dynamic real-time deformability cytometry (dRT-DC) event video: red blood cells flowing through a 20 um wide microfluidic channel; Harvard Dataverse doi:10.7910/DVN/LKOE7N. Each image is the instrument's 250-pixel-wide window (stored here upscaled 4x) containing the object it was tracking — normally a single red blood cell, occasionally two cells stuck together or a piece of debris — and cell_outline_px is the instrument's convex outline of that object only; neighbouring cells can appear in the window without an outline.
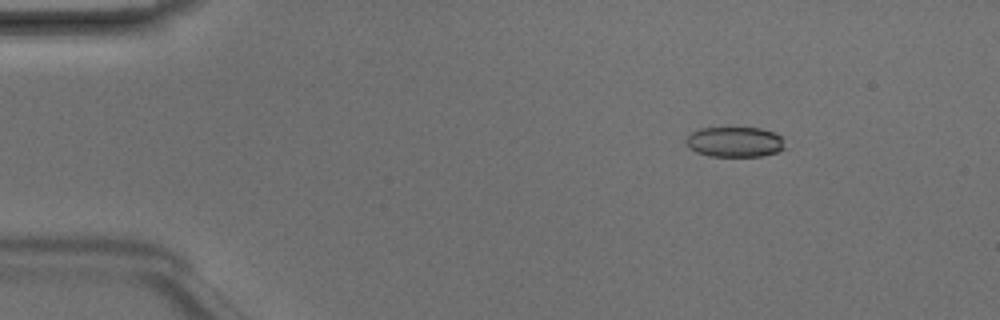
{"species": "Egyptian fruit bat (a non-hibernating species)", "species_latin": "Rousettus aegyptiacus", "temperature_condition": "room temperature", "stored_images_in_passage": 48, "camera_frame_rate_fps": 3000, "um_per_image_px": 0.085, "animal": {"sex": "male"}, "frame": {"image": 1, "passage_image": 7, "time_ms": 2.0, "image_size_px": [1000, 320], "cell_outline_px": [[784, 148], [776, 152], [760, 156], [708, 156], [696, 152], [688, 148], [684, 144], [684, 140], [692, 132], [700, 128], [760, 128], [772, 132], [780, 136], [784, 140]], "centroid_in_image_um": [62.4, 12.07], "position_along_channel_um": 22.6, "area_um2": 17.46}}
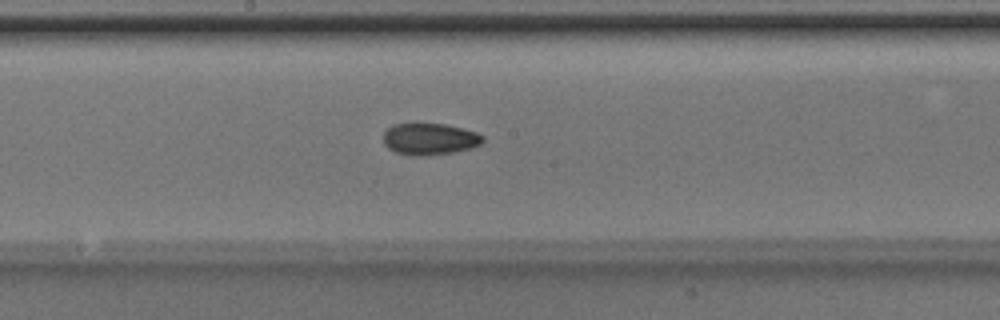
{"frame": {"image": 2, "passage_image": 26, "time_ms": 8.333, "image_size_px": [1000, 320], "cell_outline_px": [[484, 140], [480, 144], [472, 148], [452, 152], [420, 156], [412, 156], [396, 152], [388, 148], [384, 144], [384, 132], [392, 124], [412, 120], [420, 120], [444, 124], [464, 128], [476, 132], [484, 136]], "centroid_in_image_um": [36.48, 11.75], "position_along_channel_um": 211.7, "area_um2": 19.19}}
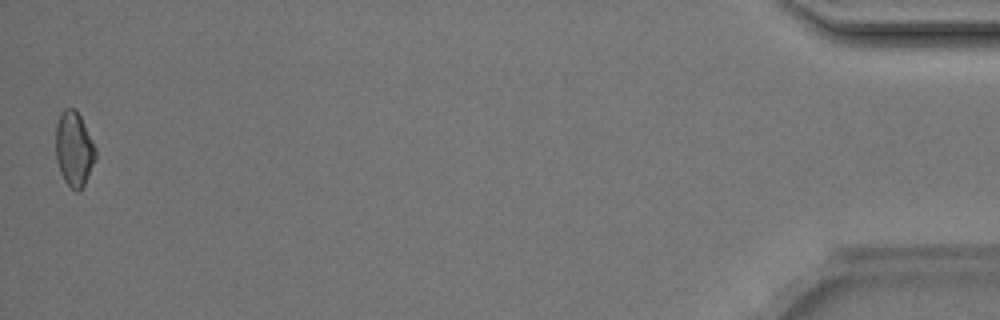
{"frame": {"image": 3, "passage_image": 48, "time_ms": 15.667, "image_size_px": [1000, 320], "cell_outline_px": [[96, 156], [84, 184], [80, 192], [76, 192], [64, 180], [60, 172], [56, 160], [56, 124], [64, 108], [76, 108], [96, 148]], "centroid_in_image_um": [6.28, 12.66], "position_along_channel_um": 428.9, "area_um2": 17.17}, "authors_computed_cell_mechanics": {"area_um2": 18.0336, "velocity_mm_per_s": 4.2304, "shape_relaxation_time_tau1_ms": 3.068, "shape_relaxation_time_tau2_ms": 3.8914, "deformation_change_tau1": 0.0876, "deformation_change_tau2": 0.0724}}